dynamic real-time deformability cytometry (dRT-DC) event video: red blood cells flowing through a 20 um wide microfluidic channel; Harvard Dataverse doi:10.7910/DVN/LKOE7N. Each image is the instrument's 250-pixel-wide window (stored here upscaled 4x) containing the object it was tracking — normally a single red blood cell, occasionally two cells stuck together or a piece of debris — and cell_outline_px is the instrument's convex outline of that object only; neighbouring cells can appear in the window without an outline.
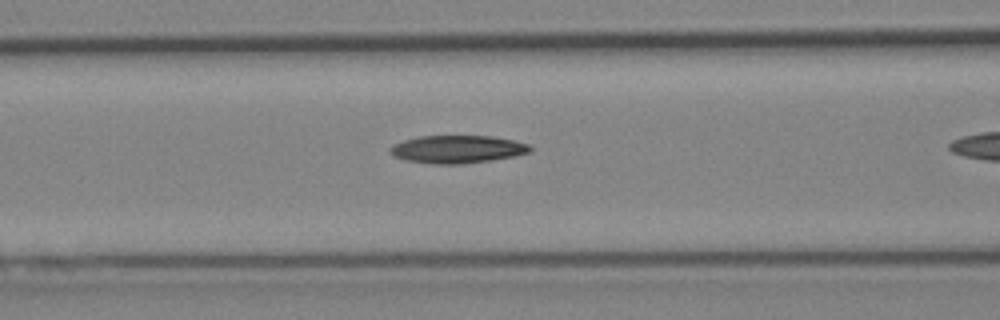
{"species": "Egyptian fruit bat (a non-hibernating species)", "species_latin": "Rousettus aegyptiacus", "temperature_condition": "cold", "stored_images_in_passage": 15, "camera_frame_rate_fps": 3000, "um_per_image_px": 0.085, "animal": {"sex": "female"}, "frame": {"image": 1, "passage_image": 5, "time_ms": 1.333, "image_size_px": [1000, 320], "cell_outline_px": [[532, 148], [528, 152], [516, 156], [492, 160], [460, 164], [432, 164], [404, 160], [388, 152], [388, 148], [392, 144], [404, 140], [420, 136], [492, 136], [512, 140], [528, 144]], "centroid_in_image_um": [38.83, 12.69], "position_along_channel_um": 127.8, "area_um2": 22.72}}
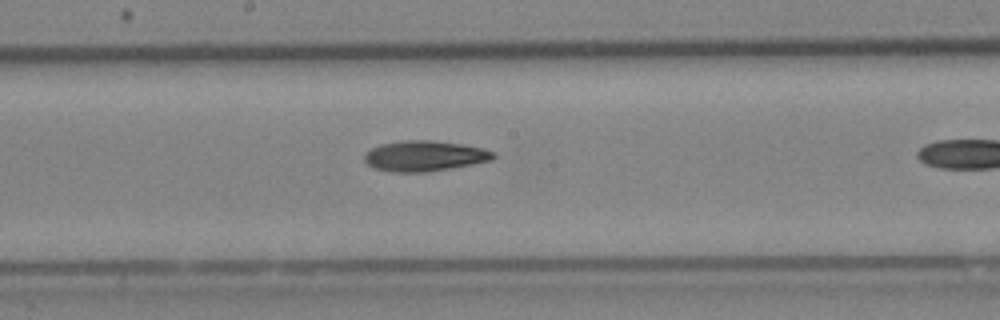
{"frame": {"image": 2, "passage_image": 11, "time_ms": 3.333, "image_size_px": [1000, 320], "cell_outline_px": [[496, 156], [492, 160], [472, 164], [428, 172], [392, 172], [372, 168], [364, 160], [364, 152], [380, 144], [400, 140], [432, 140], [460, 144], [484, 148], [496, 152]], "centroid_in_image_um": [36.07, 13.25], "position_along_channel_um": 212.1, "area_um2": 23.12}}